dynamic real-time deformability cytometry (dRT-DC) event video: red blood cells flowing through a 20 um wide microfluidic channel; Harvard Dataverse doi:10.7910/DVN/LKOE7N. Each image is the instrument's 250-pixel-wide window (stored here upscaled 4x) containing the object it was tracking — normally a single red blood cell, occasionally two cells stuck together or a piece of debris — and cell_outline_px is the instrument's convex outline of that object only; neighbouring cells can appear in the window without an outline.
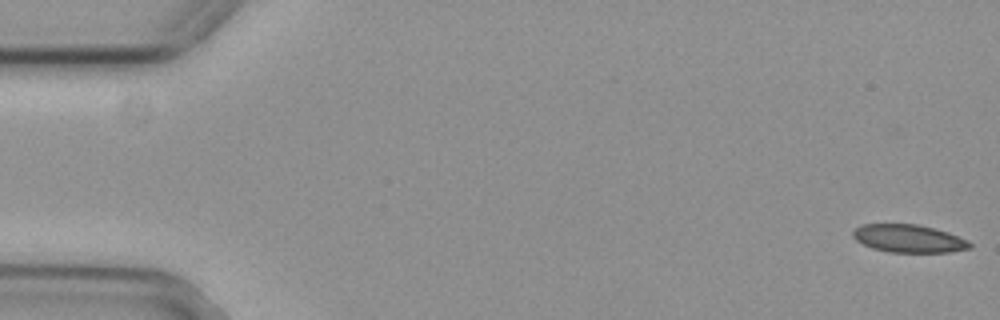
{"species": "common noctule bat (a hibernating species)", "species_latin": "Nyctalus noctula", "temperature_condition": "cold", "stored_images_in_passage": 10, "camera_frame_rate_fps": 3000, "um_per_image_px": 0.085, "animal": {"sex": "female", "body_mass_g": 29.2, "forearm_length_mm": 56.3}, "frame": {"image": 1, "passage_image": 1, "time_ms": 0.0, "image_size_px": [1000, 320], "cell_outline_px": [[972, 248], [948, 252], [888, 252], [872, 248], [856, 240], [852, 236], [852, 232], [856, 228], [864, 224], [916, 224], [948, 232], [968, 240], [972, 244]], "centroid_in_image_um": [77.25, 20.28], "position_along_channel_um": 7.7, "area_um2": 18.9}}